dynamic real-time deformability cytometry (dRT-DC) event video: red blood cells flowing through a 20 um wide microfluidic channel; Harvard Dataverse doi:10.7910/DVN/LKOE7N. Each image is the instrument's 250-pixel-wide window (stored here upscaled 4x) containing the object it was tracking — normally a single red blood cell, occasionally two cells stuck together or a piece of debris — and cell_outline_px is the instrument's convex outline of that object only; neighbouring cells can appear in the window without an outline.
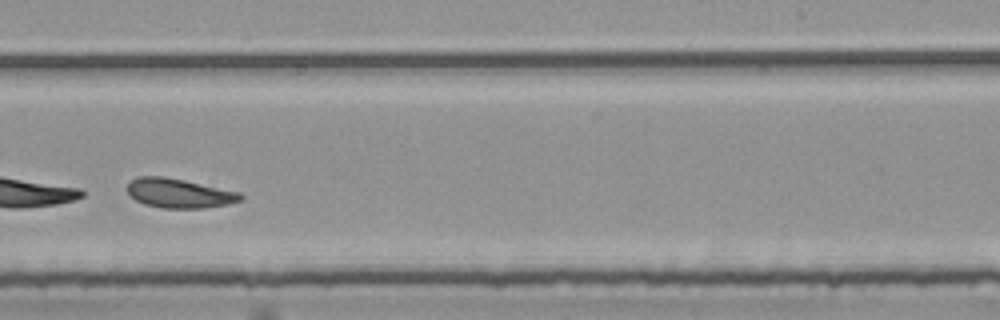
{"species": "common noctule bat (a hibernating species)", "species_latin": "Nyctalus noctula", "temperature_condition": "room temperature", "stored_images_in_passage": 34, "camera_frame_rate_fps": 3000, "um_per_image_px": 0.085, "animal": {"sex": "female", "body_mass_g": 25.1}, "frame": {"image": 1, "passage_image": 29, "time_ms": 9.333, "image_size_px": [1000, 320], "cell_outline_px": [[244, 200], [228, 204], [204, 208], [164, 208], [144, 204], [136, 200], [124, 188], [132, 180], [140, 176], [164, 176], [184, 180], [240, 192], [244, 196]], "centroid_in_image_um": [15.25, 16.42], "position_along_channel_um": 273.8, "area_um2": 19.42}}